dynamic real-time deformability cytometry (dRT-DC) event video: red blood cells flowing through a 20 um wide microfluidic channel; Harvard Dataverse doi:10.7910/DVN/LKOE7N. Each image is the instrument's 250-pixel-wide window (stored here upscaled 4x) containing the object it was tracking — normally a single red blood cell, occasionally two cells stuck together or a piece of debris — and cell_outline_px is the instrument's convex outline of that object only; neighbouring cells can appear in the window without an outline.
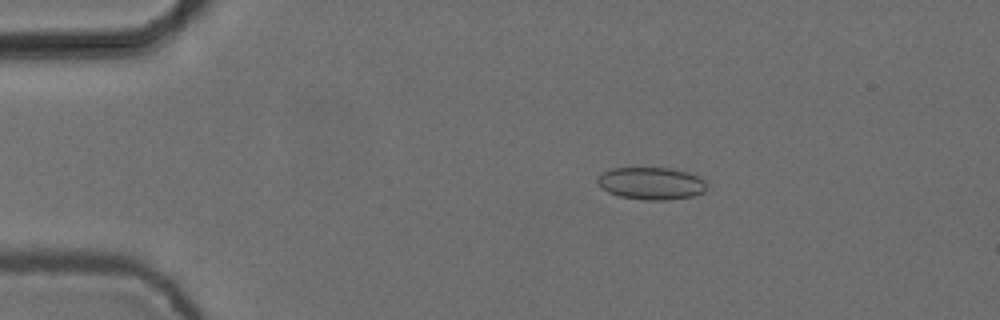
{"species": "common noctule bat (a hibernating species)", "species_latin": "Nyctalus noctula", "temperature_condition": "cold", "stored_images_in_passage": 7, "camera_frame_rate_fps": 3000, "um_per_image_px": 0.085, "animal": {"sex": "female", "body_mass_g": 24.6, "forearm_length_mm": 56.2}, "frame": {"image": 1, "passage_image": 4, "time_ms": 1.0, "image_size_px": [1000, 320], "cell_outline_px": [[708, 184], [704, 192], [692, 196], [664, 200], [644, 200], [620, 196], [608, 192], [600, 188], [596, 184], [596, 176], [612, 168], [672, 168], [688, 172], [708, 180]], "centroid_in_image_um": [55.35, 15.58], "position_along_channel_um": 29.6, "area_um2": 20.92}}
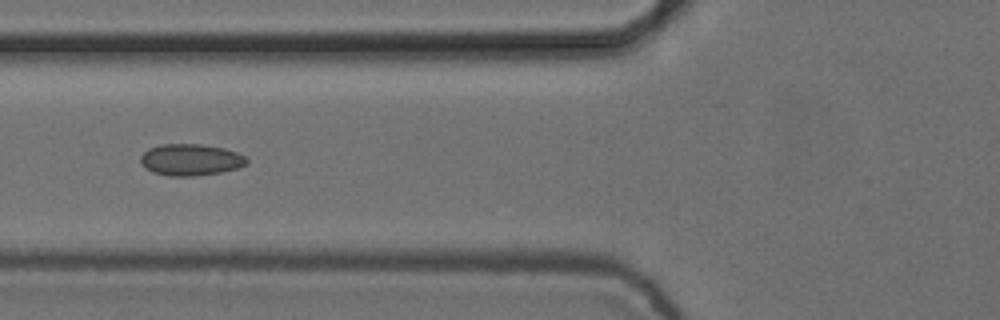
{"frame": {"image": 2, "passage_image": 7, "time_ms": 2.0, "image_size_px": [1000, 320], "cell_outline_px": [[248, 164], [236, 168], [220, 172], [196, 176], [168, 176], [152, 172], [140, 160], [140, 156], [148, 148], [160, 144], [200, 144], [224, 148], [236, 152], [244, 156], [248, 160]], "centroid_in_image_um": [16.21, 13.57], "position_along_channel_um": 109.6, "area_um2": 19.48}}